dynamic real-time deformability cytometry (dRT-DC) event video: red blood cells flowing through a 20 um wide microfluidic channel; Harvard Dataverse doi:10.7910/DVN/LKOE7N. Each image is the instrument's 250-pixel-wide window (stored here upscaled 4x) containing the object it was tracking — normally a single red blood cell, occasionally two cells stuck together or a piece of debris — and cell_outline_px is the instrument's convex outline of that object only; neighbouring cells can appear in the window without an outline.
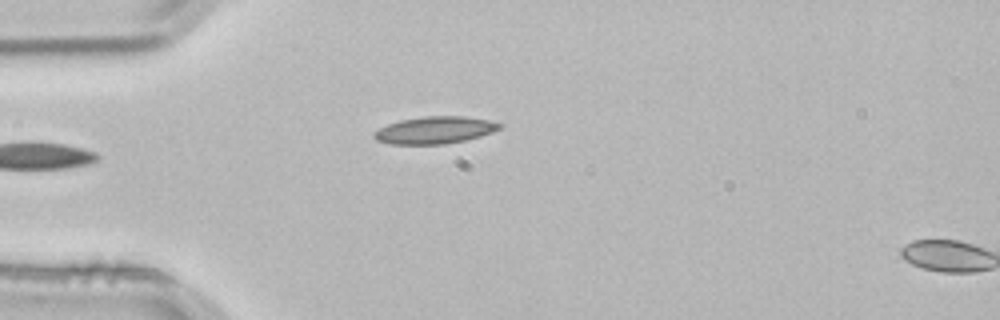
{"species": "common noctule bat (a hibernating species)", "species_latin": "Nyctalus noctula", "temperature_condition": "room temperature", "stored_images_in_passage": 3, "segment_of_instrument_passage": [1, 2], "camera_frame_rate_fps": 3000, "um_per_image_px": 0.085, "animal": {"sex": "male", "body_mass_g": 21.5, "forearm_length_mm": 52.0}, "frame": {"image": 1, "passage_image": 2, "time_ms": 0.333, "image_size_px": [1000, 320], "cell_outline_px": [[504, 124], [500, 128], [492, 132], [480, 136], [464, 140], [444, 144], [392, 144], [376, 140], [372, 136], [372, 132], [388, 124], [400, 120], [424, 116], [464, 116], [488, 120]], "centroid_in_image_um": [36.94, 11.05], "position_along_channel_um": 48.1, "area_um2": 19.83}}